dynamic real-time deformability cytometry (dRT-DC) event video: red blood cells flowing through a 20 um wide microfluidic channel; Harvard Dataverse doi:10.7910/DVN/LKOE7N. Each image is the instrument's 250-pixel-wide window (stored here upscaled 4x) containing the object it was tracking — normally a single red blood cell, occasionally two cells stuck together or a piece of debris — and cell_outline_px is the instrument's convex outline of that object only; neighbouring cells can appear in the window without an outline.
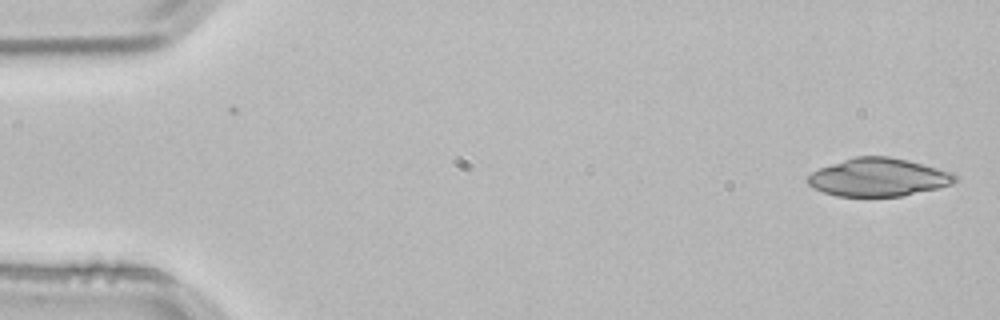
{"species": "common noctule bat (a hibernating species)", "species_latin": "Nyctalus noctula", "temperature_condition": "room temperature", "stored_images_in_passage": 3, "camera_frame_rate_fps": 3000, "um_per_image_px": 0.085, "animal": {"sex": "male", "body_mass_g": 21.5, "forearm_length_mm": 52.0}, "frame": {"image": 1, "passage_image": 1, "time_ms": 0.0, "image_size_px": [1000, 320], "cell_outline_px": [[956, 180], [952, 184], [940, 188], [900, 196], [836, 196], [812, 188], [804, 180], [812, 172], [820, 168], [856, 156], [888, 156], [908, 160], [952, 172], [956, 176]], "centroid_in_image_um": [74.65, 15.07], "position_along_channel_um": 10.3, "area_um2": 32.6}}